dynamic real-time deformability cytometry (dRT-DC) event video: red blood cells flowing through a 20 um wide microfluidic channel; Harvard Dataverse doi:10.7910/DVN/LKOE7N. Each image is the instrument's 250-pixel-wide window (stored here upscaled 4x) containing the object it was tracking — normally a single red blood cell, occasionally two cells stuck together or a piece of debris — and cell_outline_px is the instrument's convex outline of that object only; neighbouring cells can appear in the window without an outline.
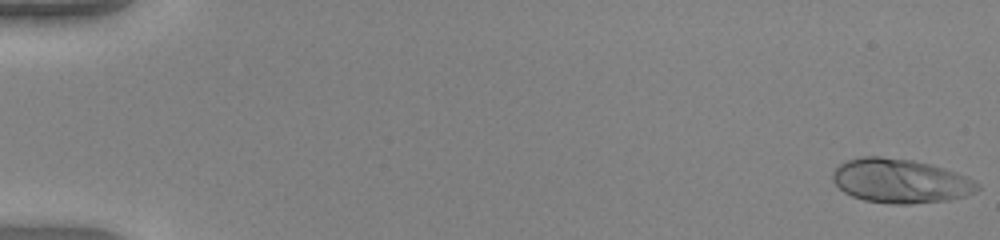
{"species": "human", "species_latin": "Homo sapiens", "temperature_condition": "warm", "stored_images_in_passage": 50, "camera_frame_rate_fps": 3000, "um_per_image_px": 0.085, "donor": {"sex": "female"}, "frame": {"image": 1, "passage_image": 1, "time_ms": 0.0, "image_size_px": [1000, 240], "cell_outline_px": [[980, 188], [976, 192], [964, 196], [948, 200], [912, 204], [892, 204], [864, 200], [852, 196], [844, 192], [832, 180], [832, 172], [840, 164], [848, 160], [864, 156], [880, 156], [912, 160], [944, 168], [968, 176], [980, 184]], "centroid_in_image_um": [76.55, 15.38], "position_along_channel_um": 8.4, "area_um2": 37.34}}
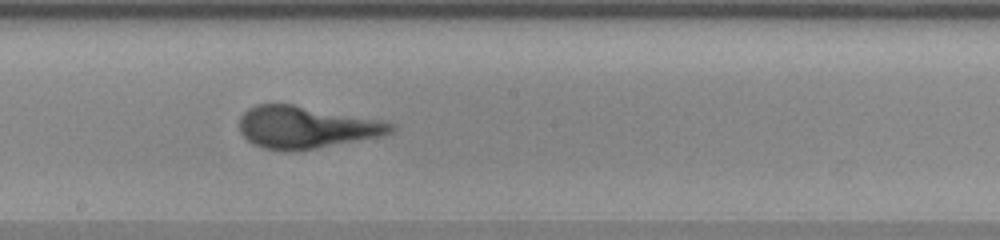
{"frame": {"image": 2, "passage_image": 29, "time_ms": 9.333, "image_size_px": [1000, 240], "cell_outline_px": [[396, 128], [392, 132], [384, 136], [316, 148], [292, 152], [284, 152], [264, 148], [252, 144], [240, 132], [240, 116], [248, 108], [256, 104], [292, 104], [380, 120], [396, 124]], "centroid_in_image_um": [26.02, 10.83], "position_along_channel_um": 222.2, "area_um2": 37.4}}
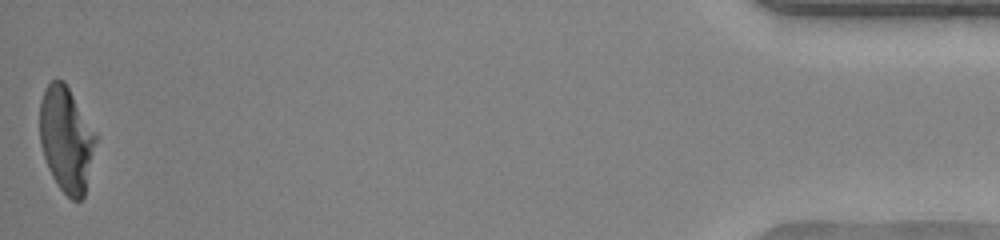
{"frame": {"image": 3, "passage_image": 50, "time_ms": 16.333, "image_size_px": [1000, 240], "cell_outline_px": [[96, 140], [84, 196], [80, 200], [72, 200], [56, 184], [48, 168], [40, 144], [40, 100], [44, 88], [52, 80], [64, 80], [96, 132]], "centroid_in_image_um": [5.62, 11.81], "position_along_channel_um": 429.6, "area_um2": 34.22}}